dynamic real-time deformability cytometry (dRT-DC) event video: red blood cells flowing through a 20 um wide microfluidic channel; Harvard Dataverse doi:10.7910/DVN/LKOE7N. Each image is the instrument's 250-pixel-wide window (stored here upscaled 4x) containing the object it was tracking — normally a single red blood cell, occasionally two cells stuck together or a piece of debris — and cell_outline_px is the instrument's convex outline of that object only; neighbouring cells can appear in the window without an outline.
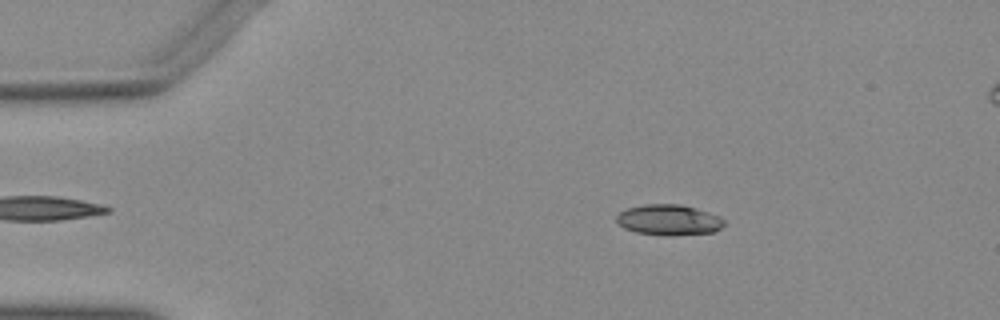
{"species": "Egyptian fruit bat (a non-hibernating species)", "species_latin": "Rousettus aegyptiacus", "temperature_condition": "warm", "stored_images_in_passage": 48, "camera_frame_rate_fps": 3000, "um_per_image_px": 0.085, "animal": {"sex": "female"}, "frame": {"image": 1, "passage_image": 5, "time_ms": 1.333, "image_size_px": [1000, 320], "cell_outline_px": [[724, 224], [720, 228], [712, 232], [672, 236], [636, 232], [624, 228], [616, 220], [616, 216], [620, 212], [628, 208], [644, 204], [680, 204], [696, 208], [720, 216], [724, 220]], "centroid_in_image_um": [56.85, 18.69], "position_along_channel_um": 28.1, "area_um2": 19.13}}
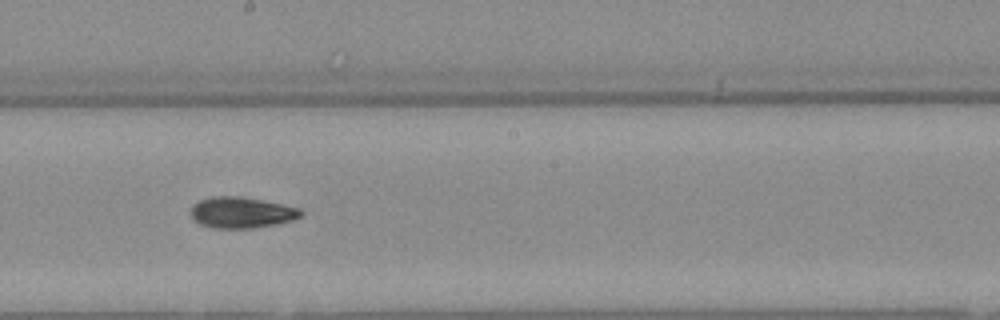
{"frame": {"image": 2, "passage_image": 25, "time_ms": 8.0, "image_size_px": [1000, 320], "cell_outline_px": [[304, 216], [296, 220], [276, 224], [252, 228], [212, 228], [200, 224], [192, 220], [188, 212], [192, 204], [200, 200], [212, 196], [240, 196], [300, 208], [304, 212]], "centroid_in_image_um": [20.5, 18.07], "position_along_channel_um": 227.7, "area_um2": 20.29}}
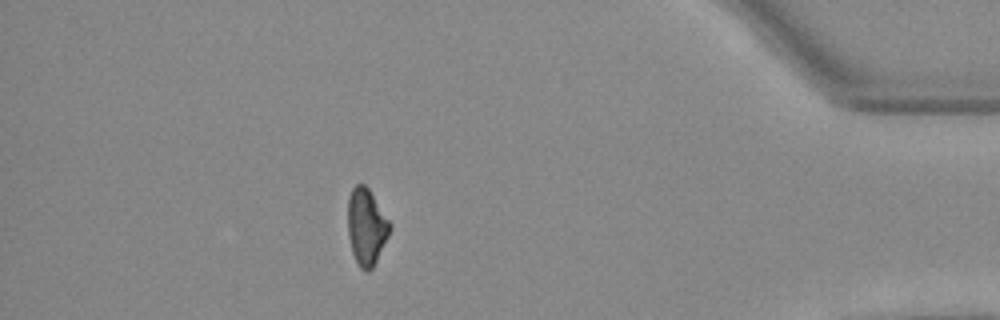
{"frame": {"image": 3, "passage_image": 42, "time_ms": 13.667, "image_size_px": [1000, 320], "cell_outline_px": [[392, 228], [372, 268], [368, 272], [364, 272], [360, 268], [352, 252], [348, 236], [348, 196], [352, 188], [356, 184], [364, 184], [368, 188], [392, 224]], "centroid_in_image_um": [31.14, 19.26], "position_along_channel_um": 404.1, "area_um2": 18.73}}